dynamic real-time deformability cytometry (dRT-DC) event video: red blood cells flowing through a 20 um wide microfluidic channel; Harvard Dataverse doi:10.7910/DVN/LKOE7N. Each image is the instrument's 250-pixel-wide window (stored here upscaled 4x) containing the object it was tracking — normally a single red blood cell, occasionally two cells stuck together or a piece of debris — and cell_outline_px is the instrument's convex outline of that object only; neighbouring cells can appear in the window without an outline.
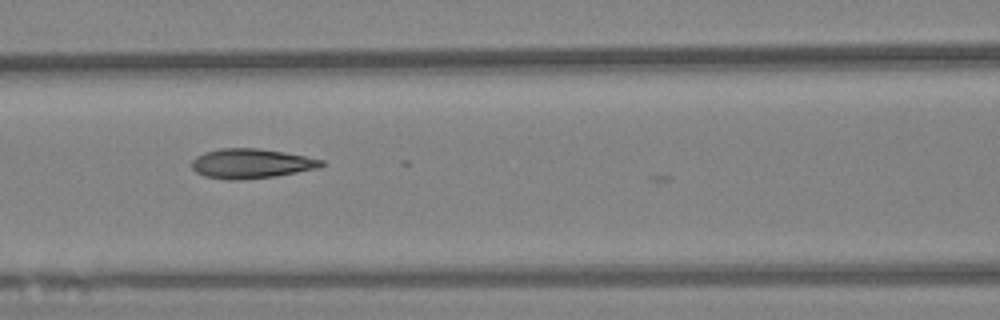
{"species": "Egyptian fruit bat (a non-hibernating species)", "species_latin": "Rousettus aegyptiacus", "temperature_condition": "warm", "stored_images_in_passage": 5, "camera_frame_rate_fps": 3000, "um_per_image_px": 0.085, "animal": {"sex": "female"}, "frame": {"image": 1, "passage_image": 3, "time_ms": 0.667, "image_size_px": [1000, 320], "cell_outline_px": [[324, 164], [320, 168], [276, 176], [244, 180], [228, 180], [204, 176], [196, 172], [192, 168], [192, 160], [196, 156], [204, 152], [220, 148], [256, 148], [284, 152], [324, 160]], "centroid_in_image_um": [21.34, 13.91], "position_along_channel_um": 145.3, "area_um2": 22.54}}